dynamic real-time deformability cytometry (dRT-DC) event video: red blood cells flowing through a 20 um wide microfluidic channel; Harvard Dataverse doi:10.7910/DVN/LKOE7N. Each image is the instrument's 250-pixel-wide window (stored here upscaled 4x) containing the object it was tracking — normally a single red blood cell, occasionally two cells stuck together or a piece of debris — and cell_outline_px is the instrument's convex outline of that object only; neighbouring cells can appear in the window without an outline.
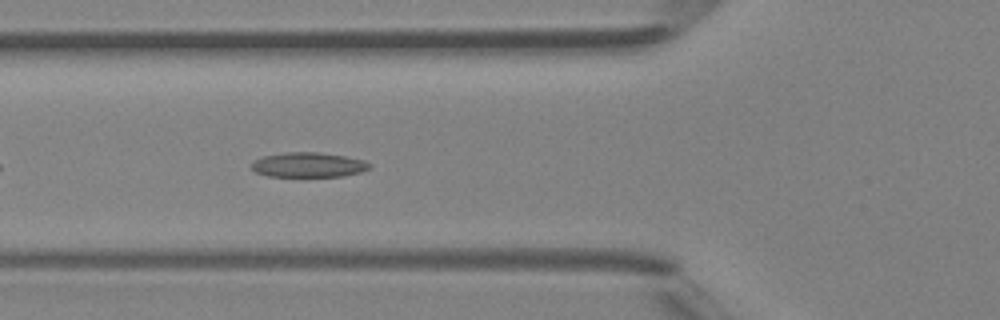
{"species": "Egyptian fruit bat (a non-hibernating species)", "species_latin": "Rousettus aegyptiacus", "temperature_condition": "room temperature", "stored_images_in_passage": 36, "camera_frame_rate_fps": 3000, "um_per_image_px": 0.085, "animal": {"sex": "female"}, "frame": {"image": 1, "passage_image": 6, "time_ms": 1.667, "image_size_px": [1000, 320], "cell_outline_px": [[372, 164], [368, 168], [360, 172], [344, 176], [268, 176], [256, 172], [252, 168], [252, 160], [260, 156], [284, 152], [320, 152], [344, 156], [364, 160]], "centroid_in_image_um": [26.18, 14.0], "position_along_channel_um": 99.6, "area_um2": 17.11}}
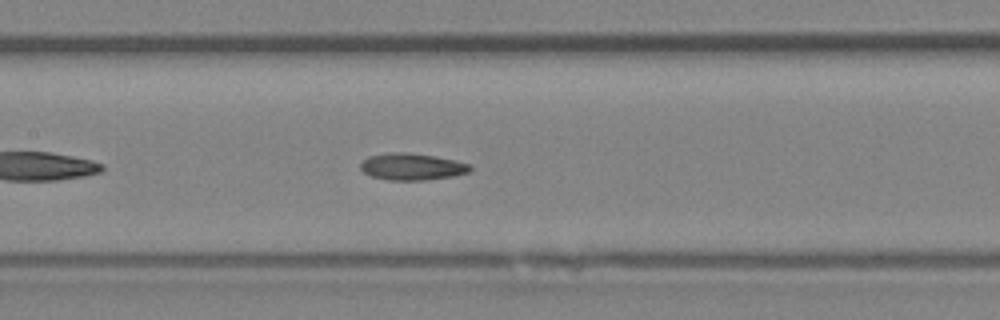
{"frame": {"image": 2, "passage_image": 11, "time_ms": 3.333, "image_size_px": [1000, 320], "cell_outline_px": [[472, 168], [468, 172], [452, 176], [424, 180], [388, 180], [372, 176], [364, 172], [360, 168], [360, 164], [368, 156], [392, 152], [404, 152], [432, 156], [456, 160], [468, 164]], "centroid_in_image_um": [34.99, 14.17], "position_along_channel_um": 172.4, "area_um2": 16.88}}
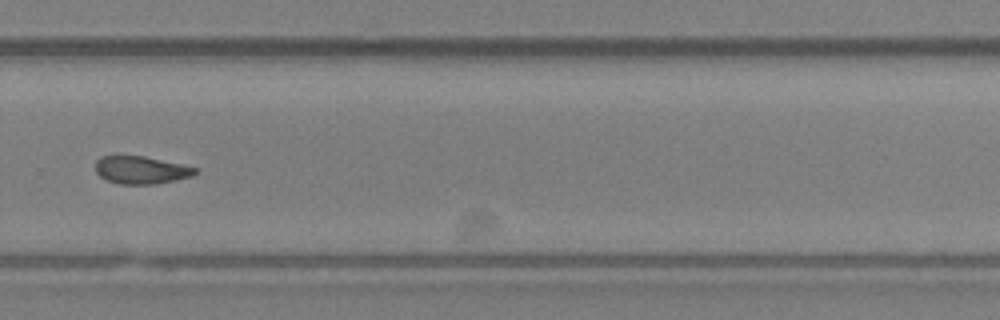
{"frame": {"image": 3, "passage_image": 21, "time_ms": 6.667, "image_size_px": [1000, 320], "cell_outline_px": [[200, 172], [192, 176], [176, 180], [156, 184], [120, 184], [108, 180], [100, 176], [96, 172], [96, 160], [100, 156], [144, 156], [180, 164], [196, 168]], "centroid_in_image_um": [12.0, 14.45], "position_along_channel_um": 317.8, "area_um2": 16.01}}